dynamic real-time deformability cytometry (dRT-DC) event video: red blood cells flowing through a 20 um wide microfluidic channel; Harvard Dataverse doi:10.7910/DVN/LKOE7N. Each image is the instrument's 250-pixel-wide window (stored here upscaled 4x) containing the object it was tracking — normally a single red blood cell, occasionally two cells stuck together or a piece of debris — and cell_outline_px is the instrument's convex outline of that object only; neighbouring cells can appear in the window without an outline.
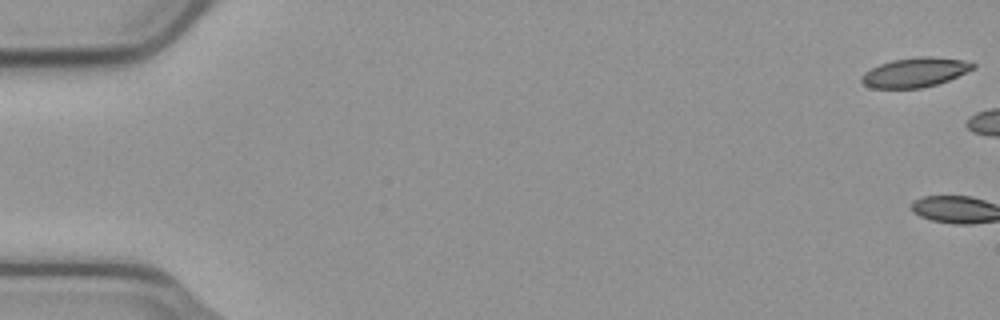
{"species": "common noctule bat (a hibernating species)", "species_latin": "Nyctalus noctula", "temperature_condition": "cold", "stored_images_in_passage": 3, "camera_frame_rate_fps": 3000, "um_per_image_px": 0.085, "animal": {"sex": "male", "body_mass_g": 23.1, "forearm_length_mm": 52.7}, "frame": {"image": 1, "passage_image": 1, "time_ms": 0.0, "image_size_px": [1000, 320], "cell_outline_px": [[976, 68], [948, 80], [924, 88], [872, 88], [864, 84], [860, 80], [860, 76], [864, 72], [880, 64], [892, 60], [920, 56], [932, 56], [964, 60], [976, 64]], "centroid_in_image_um": [77.78, 6.15], "position_along_channel_um": 7.2, "area_um2": 19.19}}